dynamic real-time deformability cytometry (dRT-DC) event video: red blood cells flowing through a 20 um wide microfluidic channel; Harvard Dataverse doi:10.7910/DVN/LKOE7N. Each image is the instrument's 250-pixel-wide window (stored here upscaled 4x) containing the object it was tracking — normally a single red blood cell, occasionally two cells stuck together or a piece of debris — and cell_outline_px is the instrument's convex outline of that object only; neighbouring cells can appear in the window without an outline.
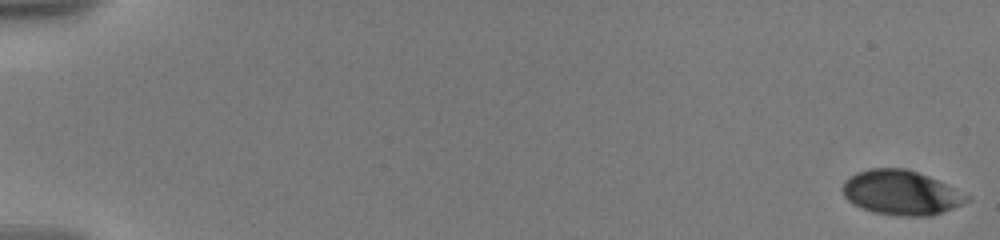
{"species": "human", "species_latin": "Homo sapiens", "temperature_condition": "warm", "stored_images_in_passage": 57, "camera_frame_rate_fps": 3000, "um_per_image_px": 0.085, "donor": {"sex": "male"}, "frame": {"image": 1, "passage_image": 1, "time_ms": 0.0, "image_size_px": [1000, 240], "cell_outline_px": [[972, 200], [932, 216], [900, 216], [872, 212], [852, 204], [844, 196], [840, 188], [844, 180], [856, 172], [872, 168], [904, 168], [928, 176], [972, 196]], "centroid_in_image_um": [76.58, 16.38], "position_along_channel_um": 8.4, "area_um2": 32.48}}
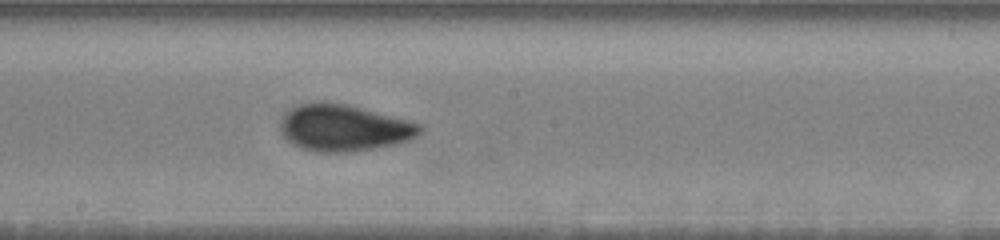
{"frame": {"image": 2, "passage_image": 33, "time_ms": 11.0, "image_size_px": [1000, 240], "cell_outline_px": [[424, 128], [416, 136], [408, 140], [392, 144], [372, 148], [348, 152], [316, 152], [292, 144], [280, 132], [280, 120], [284, 112], [300, 104], [316, 100], [328, 100], [348, 104], [420, 124]], "centroid_in_image_um": [29.15, 10.83], "position_along_channel_um": 219.0, "area_um2": 37.92}}
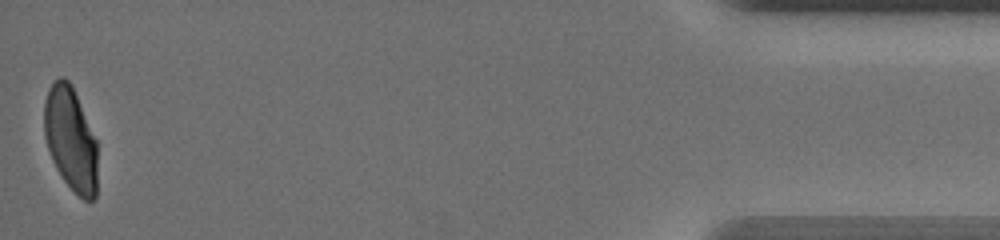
{"frame": {"image": 3, "passage_image": 57, "time_ms": 19.0, "image_size_px": [1000, 240], "cell_outline_px": [[96, 196], [92, 200], [84, 200], [64, 180], [56, 168], [52, 160], [44, 136], [44, 100], [48, 88], [52, 80], [60, 76], [64, 76], [72, 84], [96, 140]], "centroid_in_image_um": [5.97, 11.74], "position_along_channel_um": 429.2, "area_um2": 32.19}, "authors_computed_cell_mechanics": {"area_um2": 34.3332, "velocity_mm_per_s": 3.5804, "shape_relaxation_time_tau1_ms": 4.3261, "shape_relaxation_time_tau2_ms": 0.7625, "deformation_change_tau1": 0.1562, "deformation_change_tau2": 0.0501}}